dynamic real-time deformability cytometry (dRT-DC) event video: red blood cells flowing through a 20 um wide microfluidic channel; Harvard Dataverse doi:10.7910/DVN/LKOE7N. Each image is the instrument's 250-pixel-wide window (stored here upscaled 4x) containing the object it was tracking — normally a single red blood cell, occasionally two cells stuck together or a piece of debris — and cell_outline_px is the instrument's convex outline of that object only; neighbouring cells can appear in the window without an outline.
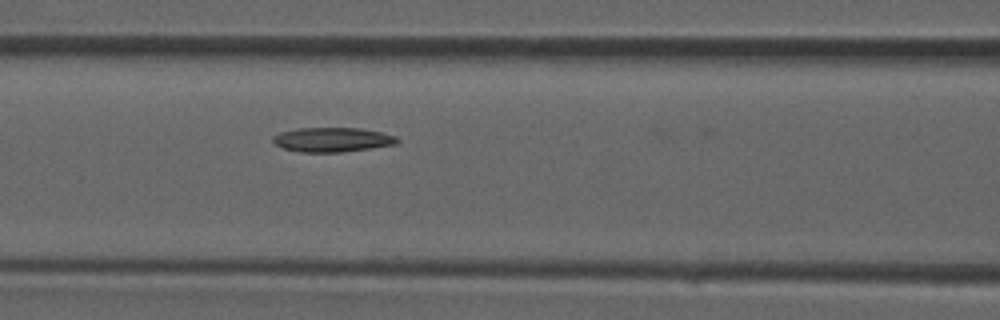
{"species": "common noctule bat (a hibernating species)", "species_latin": "Nyctalus noctula", "temperature_condition": "room temperature", "stored_images_in_passage": 24, "camera_frame_rate_fps": 3000, "um_per_image_px": 0.085, "animal": {"sex": "male", "forearm_length_mm": 52.5}, "frame": {"image": 1, "passage_image": 8, "time_ms": 2.333, "image_size_px": [1000, 320], "cell_outline_px": [[400, 140], [396, 144], [372, 148], [340, 152], [300, 152], [284, 148], [276, 144], [272, 140], [272, 136], [280, 132], [296, 128], [360, 128], [380, 132], [396, 136]], "centroid_in_image_um": [28.25, 11.87], "position_along_channel_um": 138.4, "area_um2": 17.69}}
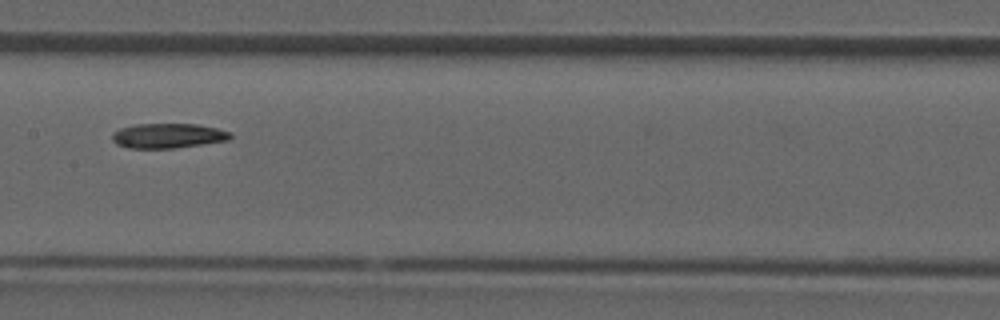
{"frame": {"image": 2, "passage_image": 11, "time_ms": 3.333, "image_size_px": [1000, 320], "cell_outline_px": [[232, 136], [228, 140], [172, 148], [128, 148], [116, 144], [112, 140], [112, 132], [120, 128], [136, 124], [196, 124], [216, 128], [232, 132]], "centroid_in_image_um": [14.24, 11.53], "position_along_channel_um": 193.2, "area_um2": 16.99}}